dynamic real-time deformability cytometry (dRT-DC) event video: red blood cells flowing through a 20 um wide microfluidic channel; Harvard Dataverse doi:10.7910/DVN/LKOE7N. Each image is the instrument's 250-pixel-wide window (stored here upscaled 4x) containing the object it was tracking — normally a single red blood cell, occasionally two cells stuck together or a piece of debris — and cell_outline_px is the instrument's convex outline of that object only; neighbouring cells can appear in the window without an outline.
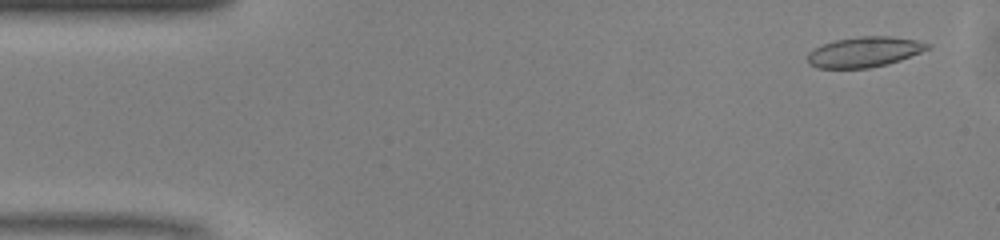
{"species": "common noctule bat (a hibernating species)", "species_latin": "Nyctalus noctula", "temperature_condition": "warm", "stored_images_in_passage": 39, "camera_frame_rate_fps": 3000, "um_per_image_px": 0.085, "animal": {"sex": "male", "body_mass_g": 13.0, "forearm_length_mm": 53.1}, "frame": {"image": 1, "passage_image": 2, "time_ms": 0.333, "image_size_px": [1000, 240], "cell_outline_px": [[932, 48], [900, 60], [888, 64], [868, 68], [816, 68], [808, 64], [808, 52], [824, 44], [836, 40], [860, 36], [892, 36], [916, 40], [932, 44]], "centroid_in_image_um": [73.51, 4.42], "position_along_channel_um": 11.5, "area_um2": 21.21}}
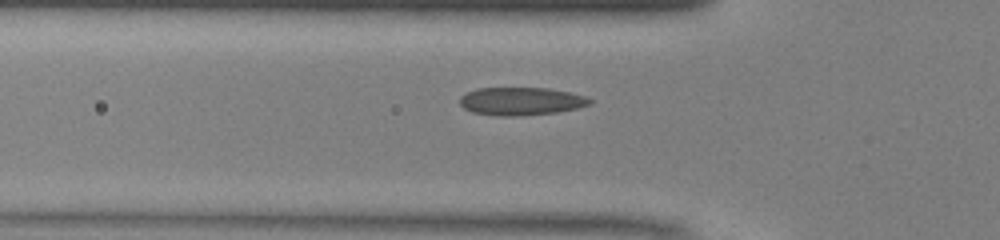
{"frame": {"image": 2, "passage_image": 15, "time_ms": 4.667, "image_size_px": [1000, 240], "cell_outline_px": [[592, 104], [576, 108], [556, 112], [520, 116], [496, 116], [472, 112], [464, 108], [460, 104], [460, 96], [476, 88], [548, 88], [568, 92], [584, 96], [592, 100]], "centroid_in_image_um": [44.26, 8.61], "position_along_channel_um": 81.5, "area_um2": 21.15}}
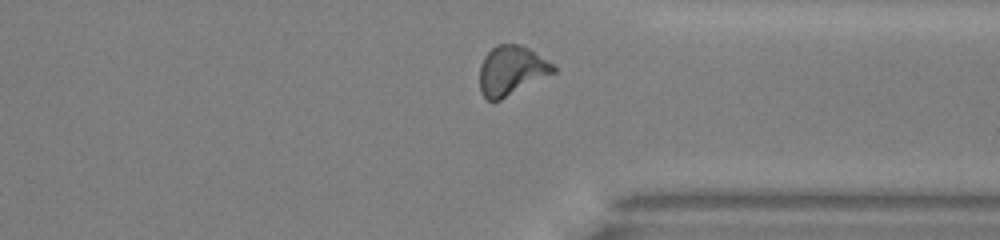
{"frame": {"image": 3, "passage_image": 36, "time_ms": 11.667, "image_size_px": [1000, 240], "cell_outline_px": [[556, 72], [500, 100], [488, 100], [480, 92], [480, 64], [484, 56], [496, 44], [520, 44], [528, 48], [552, 64], [556, 68]], "centroid_in_image_um": [43.45, 5.99], "position_along_channel_um": 368.0, "area_um2": 21.04}, "authors_computed_cell_mechanics": {"area_um2": 20.7502, "velocity_mm_per_s": 4.1248, "shape_relaxation_time_tau1_ms": null, "shape_relaxation_time_tau2_ms": 1.8005, "deformation_change_tau1": null, "deformation_change_tau2": 0.0814}}